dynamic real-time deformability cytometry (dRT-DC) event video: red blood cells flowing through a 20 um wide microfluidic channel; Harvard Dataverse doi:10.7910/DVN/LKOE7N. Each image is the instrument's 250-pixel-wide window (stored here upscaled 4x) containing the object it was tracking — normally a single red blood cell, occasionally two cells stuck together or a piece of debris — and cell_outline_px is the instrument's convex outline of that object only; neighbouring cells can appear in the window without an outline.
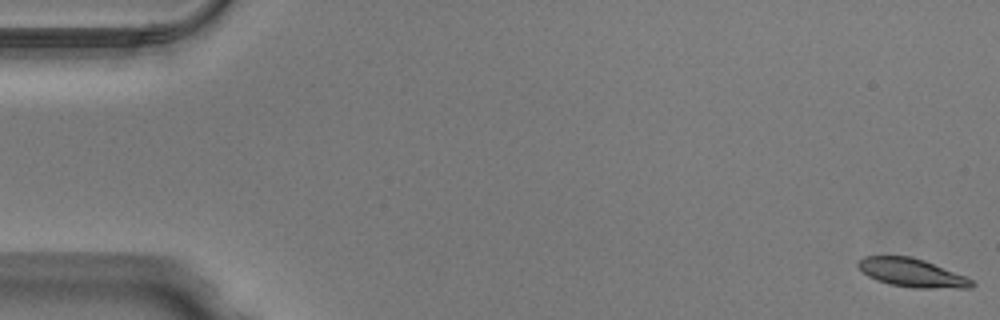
{"species": "Egyptian fruit bat (a non-hibernating species)", "species_latin": "Rousettus aegyptiacus", "temperature_condition": "warm", "stored_images_in_passage": 51, "camera_frame_rate_fps": 3000, "um_per_image_px": 0.085, "animal": {"sex": "male"}, "frame": {"image": 1, "passage_image": 1, "time_ms": 0.0, "image_size_px": [1000, 320], "cell_outline_px": [[976, 284], [972, 288], [912, 288], [888, 284], [876, 280], [868, 276], [856, 264], [864, 256], [912, 256], [924, 260], [968, 276]], "centroid_in_image_um": [77.57, 23.19], "position_along_channel_um": 7.4, "area_um2": 19.07}}
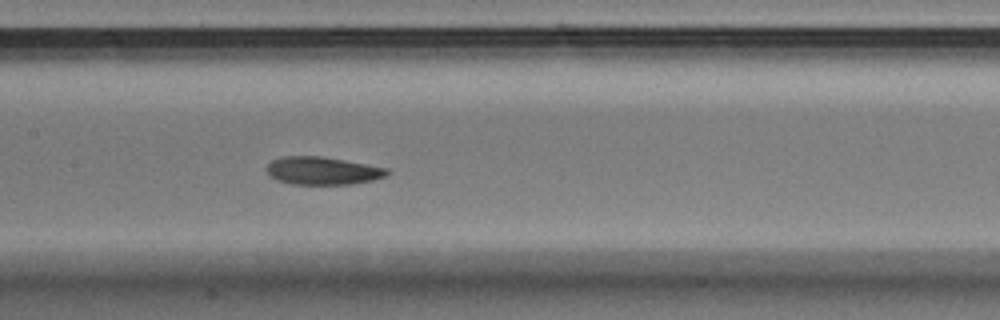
{"frame": {"image": 2, "passage_image": 25, "time_ms": 8.0, "image_size_px": [1000, 320], "cell_outline_px": [[392, 172], [388, 176], [372, 180], [352, 184], [292, 184], [276, 180], [268, 176], [264, 168], [272, 160], [284, 156], [324, 156], [388, 168]], "centroid_in_image_um": [27.41, 14.51], "position_along_channel_um": 180.0, "area_um2": 19.88}}
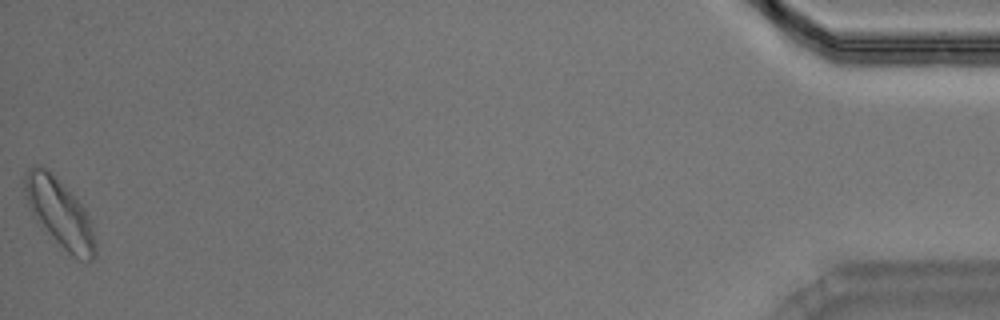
{"frame": {"image": 3, "passage_image": 51, "time_ms": 16.667, "image_size_px": [1000, 320], "cell_outline_px": [[96, 256], [92, 260], [80, 260], [72, 256], [36, 220], [24, 196], [24, 176], [28, 168], [36, 164], [40, 164], [48, 168], [76, 196], [84, 208], [92, 224], [96, 244]], "centroid_in_image_um": [5.07, 18.04], "position_along_channel_um": 430.1, "area_um2": 28.21}, "authors_computed_cell_mechanics": {"area_um2": 20.0566, "velocity_mm_per_s": 3.9877, "shape_relaxation_time_tau1_ms": 2.5568, "shape_relaxation_time_tau2_ms": 2.5828, "deformation_change_tau1": 0.1242, "deformation_change_tau2": 0.0883}}